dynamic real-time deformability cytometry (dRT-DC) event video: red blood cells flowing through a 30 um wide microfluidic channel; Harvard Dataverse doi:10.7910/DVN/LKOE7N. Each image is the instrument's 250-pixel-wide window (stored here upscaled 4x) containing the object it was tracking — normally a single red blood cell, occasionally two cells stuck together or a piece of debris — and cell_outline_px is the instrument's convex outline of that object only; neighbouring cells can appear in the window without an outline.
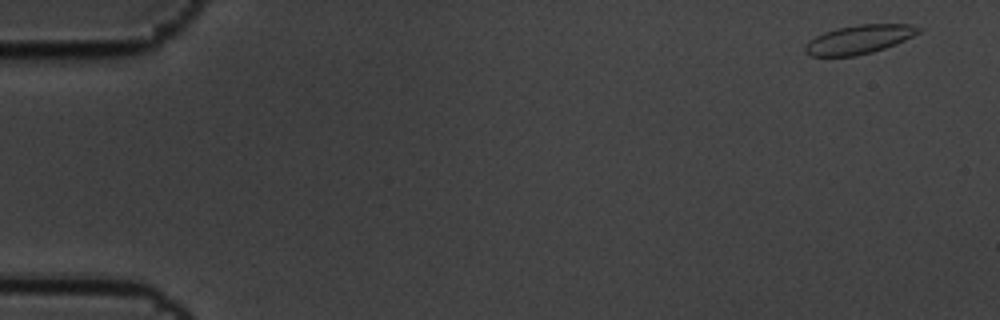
{"species": "common noctule bat (a hibernating species)", "species_latin": "Nyctalus noctula", "temperature_condition": "cold", "stored_images_in_passage": 6, "camera_frame_rate_fps": 3000, "um_per_image_px": 0.085, "animal": {"sex": "male", "body_mass_g": 19.5, "forearm_length_mm": 54.6}, "frame": {"image": 1, "passage_image": 1, "time_ms": 0.0, "image_size_px": [1000, 320], "cell_outline_px": [[924, 28], [920, 32], [896, 44], [872, 52], [856, 56], [812, 56], [804, 52], [804, 44], [816, 36], [824, 32], [836, 28], [856, 24], [908, 24]], "centroid_in_image_um": [73.01, 3.34], "position_along_channel_um": 12.0, "area_um2": 19.13}}
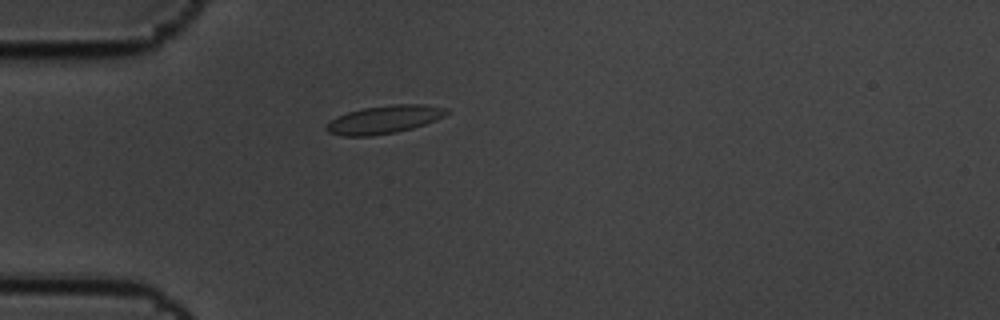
{"frame": {"image": 2, "passage_image": 5, "time_ms": 1.333, "image_size_px": [1000, 320], "cell_outline_px": [[448, 112], [444, 116], [436, 120], [412, 128], [396, 132], [372, 136], [340, 136], [328, 132], [324, 128], [336, 116], [348, 112], [364, 108], [392, 104], [424, 104], [448, 108]], "centroid_in_image_um": [32.66, 10.16], "position_along_channel_um": 52.3, "area_um2": 19.65}}